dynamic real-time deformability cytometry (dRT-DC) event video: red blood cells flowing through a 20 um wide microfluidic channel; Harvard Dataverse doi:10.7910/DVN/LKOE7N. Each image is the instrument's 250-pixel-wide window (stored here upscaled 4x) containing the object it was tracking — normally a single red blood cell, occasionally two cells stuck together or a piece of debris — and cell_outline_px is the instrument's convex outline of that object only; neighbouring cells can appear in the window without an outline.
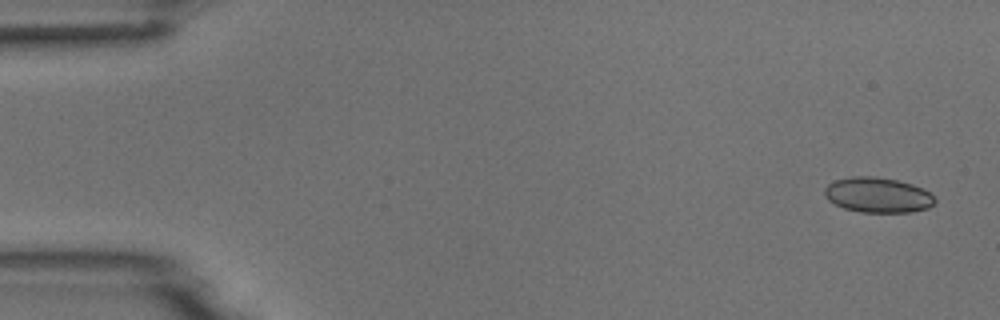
{"species": "common noctule bat (a hibernating species)", "species_latin": "Nyctalus noctula", "temperature_condition": "room temperature", "stored_images_in_passage": 3, "camera_frame_rate_fps": 3000, "um_per_image_px": 0.085, "animal": {"sex": "male", "body_mass_g": 18.8}, "frame": {"image": 1, "passage_image": 1, "time_ms": 0.0, "image_size_px": [1000, 320], "cell_outline_px": [[936, 200], [928, 208], [912, 212], [860, 212], [844, 208], [828, 200], [824, 192], [824, 188], [828, 184], [836, 180], [852, 176], [872, 176], [896, 180], [912, 184], [928, 192]], "centroid_in_image_um": [74.59, 16.58], "position_along_channel_um": 10.4, "area_um2": 22.37}}